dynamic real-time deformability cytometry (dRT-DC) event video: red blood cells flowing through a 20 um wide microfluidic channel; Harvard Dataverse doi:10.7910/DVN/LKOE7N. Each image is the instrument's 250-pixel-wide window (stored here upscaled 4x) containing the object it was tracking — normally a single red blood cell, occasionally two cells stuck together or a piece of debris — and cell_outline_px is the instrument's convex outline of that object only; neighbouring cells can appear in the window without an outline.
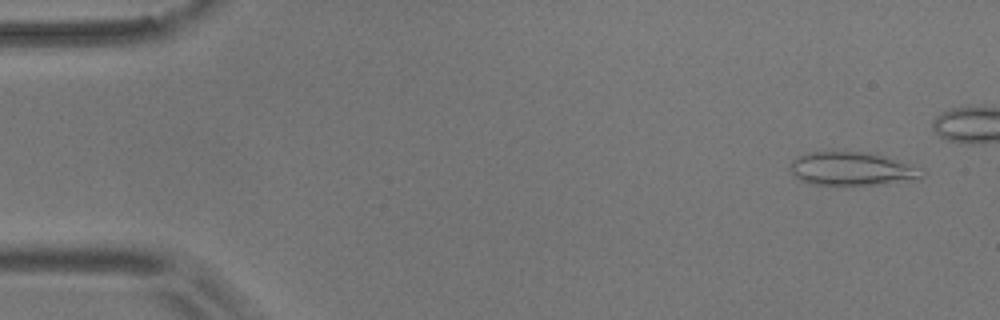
{"species": "common noctule bat (a hibernating species)", "species_latin": "Nyctalus noctula", "temperature_condition": "room temperature", "stored_images_in_passage": 42, "camera_frame_rate_fps": 3000, "um_per_image_px": 0.085, "animal": {"sex": "male", "body_mass_g": 17.9}, "frame": {"image": 1, "passage_image": 1, "time_ms": 0.0, "image_size_px": [1000, 320], "cell_outline_px": [[924, 176], [920, 180], [876, 184], [812, 184], [800, 180], [792, 172], [792, 160], [796, 156], [808, 152], [832, 148], [860, 152], [880, 156], [924, 168]], "centroid_in_image_um": [72.41, 14.31], "position_along_channel_um": 12.6, "area_um2": 26.01}}
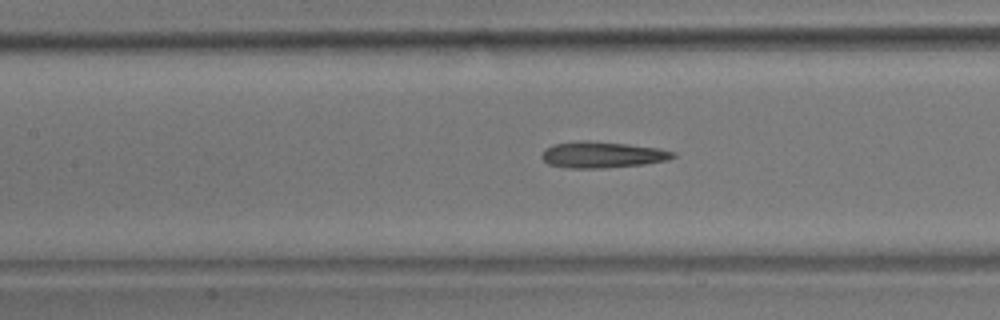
{"frame": {"image": 2, "passage_image": 22, "time_ms": 7.0, "image_size_px": [1000, 320], "cell_outline_px": [[676, 156], [668, 160], [644, 164], [604, 168], [568, 168], [548, 164], [540, 156], [544, 148], [552, 144], [580, 140], [588, 140], [628, 144], [660, 148], [676, 152]], "centroid_in_image_um": [51.18, 13.14], "position_along_channel_um": 156.2, "area_um2": 20.35}}
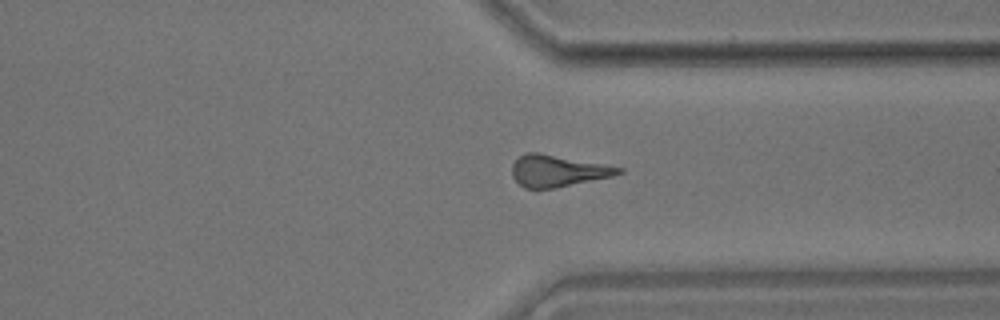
{"frame": {"image": 3, "passage_image": 39, "time_ms": 12.667, "image_size_px": [1000, 320], "cell_outline_px": [[624, 172], [612, 176], [556, 188], [524, 188], [512, 176], [512, 164], [520, 156], [528, 152], [540, 152], [604, 164], [624, 168]], "centroid_in_image_um": [47.41, 14.51], "position_along_channel_um": 364.0, "area_um2": 19.59}}